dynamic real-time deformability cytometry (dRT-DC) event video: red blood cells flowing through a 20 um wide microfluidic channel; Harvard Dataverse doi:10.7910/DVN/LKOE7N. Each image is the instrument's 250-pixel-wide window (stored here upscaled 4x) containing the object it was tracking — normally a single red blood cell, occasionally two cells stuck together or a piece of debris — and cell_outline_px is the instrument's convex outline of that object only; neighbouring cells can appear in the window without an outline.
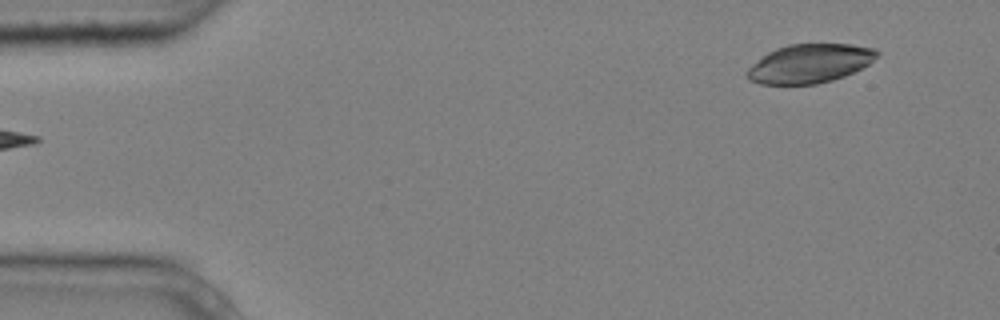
{"species": "common noctule bat (a hibernating species)", "species_latin": "Nyctalus noctula", "temperature_condition": "cold", "stored_images_in_passage": 5, "camera_frame_rate_fps": 3000, "um_per_image_px": 0.085, "animal": {"sex": "male", "body_mass_g": 20.4}, "frame": {"image": 1, "passage_image": 5, "time_ms": 1.333, "image_size_px": [1000, 320], "cell_outline_px": [[880, 56], [868, 64], [844, 76], [832, 80], [816, 84], [760, 84], [748, 80], [744, 72], [752, 64], [768, 52], [776, 48], [788, 44], [852, 44], [876, 48], [880, 52]], "centroid_in_image_um": [68.82, 5.39], "position_along_channel_um": 16.2, "area_um2": 29.59}}